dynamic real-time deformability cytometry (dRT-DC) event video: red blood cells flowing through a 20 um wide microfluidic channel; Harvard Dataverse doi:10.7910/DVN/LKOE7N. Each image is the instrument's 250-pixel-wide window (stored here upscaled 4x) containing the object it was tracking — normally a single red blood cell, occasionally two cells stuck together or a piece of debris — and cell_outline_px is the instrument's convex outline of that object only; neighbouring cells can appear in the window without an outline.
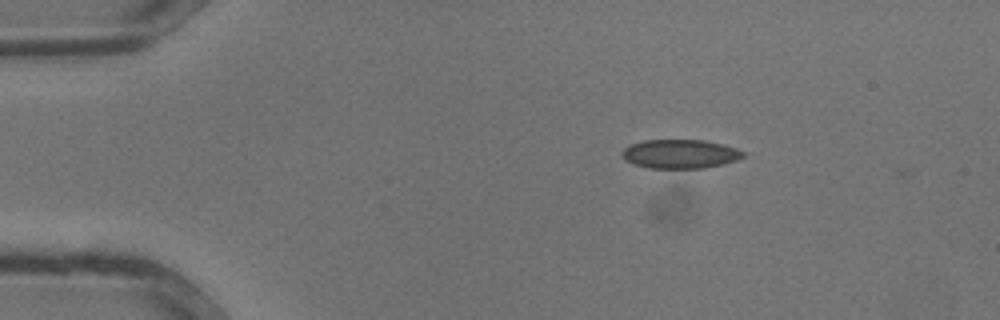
{"species": "common noctule bat (a hibernating species)", "species_latin": "Nyctalus noctula", "temperature_condition": "warm", "stored_images_in_passage": 12, "camera_frame_rate_fps": 3000, "um_per_image_px": 0.085, "animal": {"sex": "male", "body_mass_g": 13.3}, "frame": {"image": 1, "passage_image": 2, "time_ms": 0.333, "image_size_px": [1000, 320], "cell_outline_px": [[744, 156], [736, 160], [724, 164], [704, 168], [648, 168], [624, 160], [620, 156], [620, 152], [624, 148], [632, 144], [644, 140], [704, 140], [724, 144], [736, 148], [744, 152]], "centroid_in_image_um": [57.8, 13.08], "position_along_channel_um": 27.2, "area_um2": 20.52}}
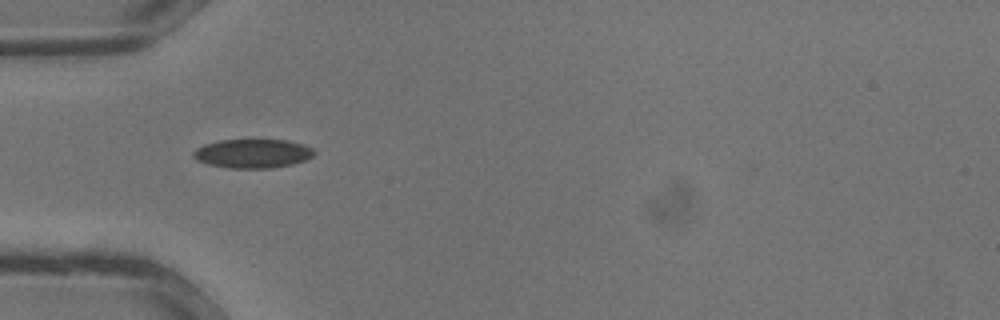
{"frame": {"image": 2, "passage_image": 7, "time_ms": 2.0, "image_size_px": [1000, 320], "cell_outline_px": [[316, 152], [312, 156], [304, 160], [292, 164], [272, 168], [228, 168], [208, 164], [196, 160], [192, 156], [192, 152], [196, 148], [204, 144], [220, 140], [288, 140], [312, 148]], "centroid_in_image_um": [21.43, 13.05], "position_along_channel_um": 63.6, "area_um2": 20.35}}
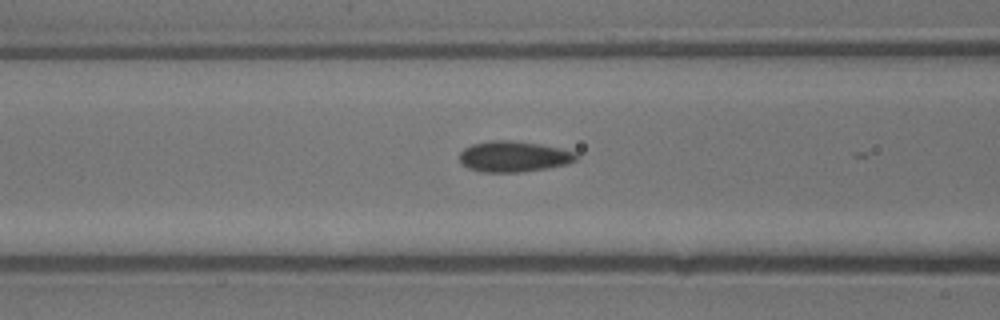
{"frame": {"image": 3, "passage_image": 10, "time_ms": 3.0, "image_size_px": [1000, 320], "cell_outline_px": [[580, 156], [576, 160], [568, 164], [548, 168], [520, 172], [480, 172], [468, 168], [460, 164], [460, 152], [464, 148], [472, 144], [492, 140], [512, 140], [540, 144], [560, 148], [576, 152]], "centroid_in_image_um": [43.67, 13.3], "position_along_channel_um": 122.9, "area_um2": 21.21}}